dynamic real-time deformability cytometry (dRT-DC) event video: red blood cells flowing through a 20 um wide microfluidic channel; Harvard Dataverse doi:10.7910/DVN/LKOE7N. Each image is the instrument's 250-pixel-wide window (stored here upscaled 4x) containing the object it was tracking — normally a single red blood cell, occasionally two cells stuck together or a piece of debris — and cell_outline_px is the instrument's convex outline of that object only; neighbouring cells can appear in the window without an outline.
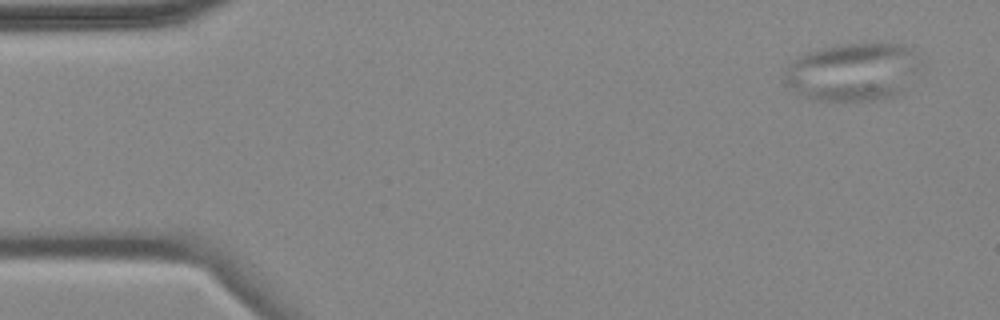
{"species": "common noctule bat (a hibernating species)", "species_latin": "Nyctalus noctula", "temperature_condition": "cold", "stored_images_in_passage": 9, "camera_frame_rate_fps": 3000, "um_per_image_px": 0.085, "animal": {"sex": "female", "body_mass_g": 18.4}, "frame": {"image": 1, "passage_image": 1, "time_ms": 0.0, "image_size_px": [1000, 320], "cell_outline_px": [[920, 60], [904, 92], [892, 96], [872, 100], [820, 100], [808, 96], [784, 84], [784, 76], [792, 60], [808, 52], [820, 48], [844, 44], [880, 40], [900, 44], [908, 48]], "centroid_in_image_um": [72.52, 6.06], "position_along_channel_um": 12.5, "area_um2": 45.72}}
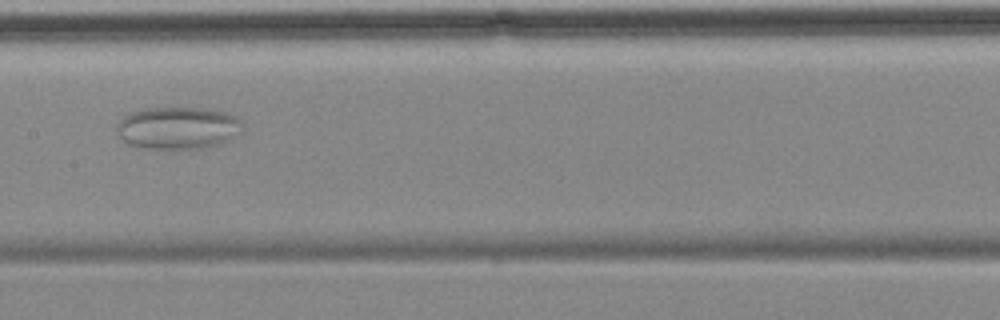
{"frame": {"image": 2, "passage_image": 8, "time_ms": 8.333, "image_size_px": [1000, 320], "cell_outline_px": [[244, 128], [224, 140], [216, 144], [200, 148], [144, 148], [128, 144], [120, 136], [116, 128], [116, 124], [124, 116], [132, 112], [144, 108], [208, 108], [228, 112], [236, 116], [240, 120]], "centroid_in_image_um": [15.09, 10.84], "position_along_channel_um": 192.3, "area_um2": 30.63}}
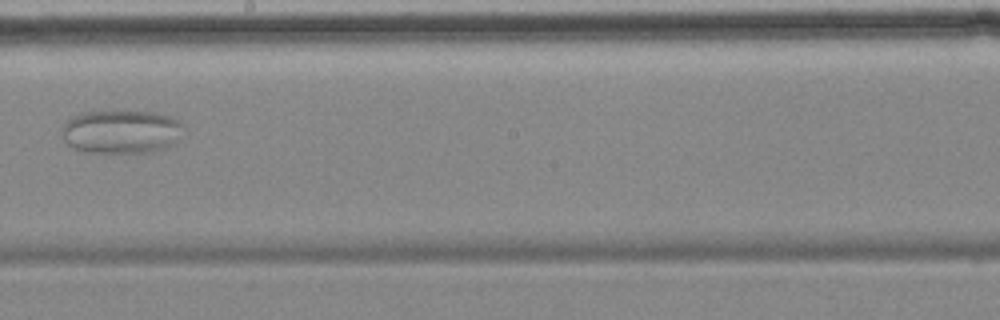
{"frame": {"image": 3, "passage_image": 9, "time_ms": 9.667, "image_size_px": [1000, 320], "cell_outline_px": [[184, 124], [168, 144], [160, 148], [148, 152], [84, 152], [72, 148], [64, 140], [64, 124], [72, 116], [88, 112], [152, 112], [168, 116]], "centroid_in_image_um": [10.2, 11.19], "position_along_channel_um": 238.0, "area_um2": 29.59}}